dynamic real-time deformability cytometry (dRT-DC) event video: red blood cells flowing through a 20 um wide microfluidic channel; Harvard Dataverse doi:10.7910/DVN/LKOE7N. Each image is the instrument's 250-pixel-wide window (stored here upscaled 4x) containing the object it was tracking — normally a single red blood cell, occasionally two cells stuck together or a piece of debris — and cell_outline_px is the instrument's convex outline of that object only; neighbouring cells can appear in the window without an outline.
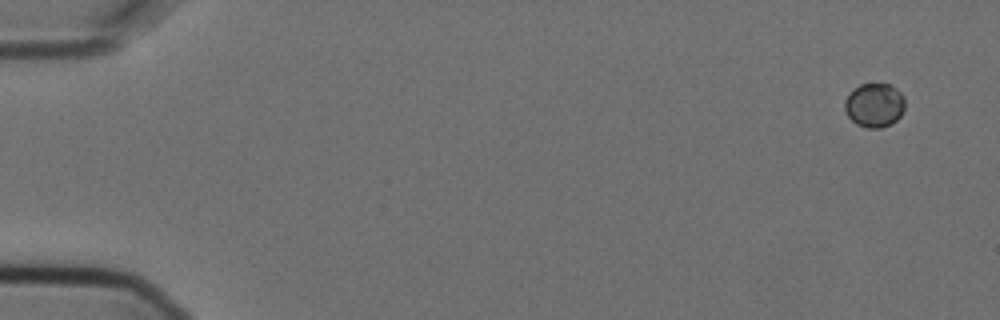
{"species": "Egyptian fruit bat (a non-hibernating species)", "species_latin": "Rousettus aegyptiacus", "temperature_condition": "cold", "stored_images_in_passage": 6, "camera_frame_rate_fps": 3000, "um_per_image_px": 0.085, "animal": {"sex": "female"}, "frame": {"image": 1, "passage_image": 1, "time_ms": 0.0, "image_size_px": [1000, 320], "cell_outline_px": [[904, 108], [900, 116], [892, 124], [880, 128], [868, 128], [856, 124], [848, 116], [844, 108], [844, 100], [860, 84], [892, 84], [904, 96]], "centroid_in_image_um": [74.34, 8.95], "position_along_channel_um": 10.7, "area_um2": 15.43}}